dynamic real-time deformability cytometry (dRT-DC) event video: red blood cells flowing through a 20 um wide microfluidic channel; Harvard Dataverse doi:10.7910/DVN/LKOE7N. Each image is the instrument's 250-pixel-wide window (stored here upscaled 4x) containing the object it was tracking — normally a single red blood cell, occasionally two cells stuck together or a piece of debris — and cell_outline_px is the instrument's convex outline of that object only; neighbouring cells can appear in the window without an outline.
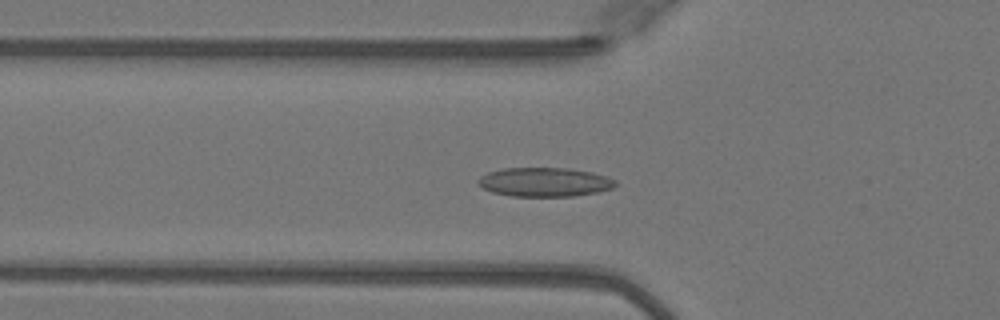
{"species": "Egyptian fruit bat (a non-hibernating species)", "species_latin": "Rousettus aegyptiacus", "temperature_condition": "warm", "stored_images_in_passage": 49, "camera_frame_rate_fps": 3000, "um_per_image_px": 0.085, "animal": {"sex": "female"}, "frame": {"image": 1, "passage_image": 17, "time_ms": 5.333, "image_size_px": [1000, 320], "cell_outline_px": [[616, 184], [612, 188], [600, 192], [572, 196], [512, 196], [492, 192], [484, 188], [476, 180], [480, 176], [488, 172], [504, 168], [568, 168], [592, 172], [608, 176], [616, 180]], "centroid_in_image_um": [46.32, 15.47], "position_along_channel_um": 79.5, "area_um2": 23.29}}
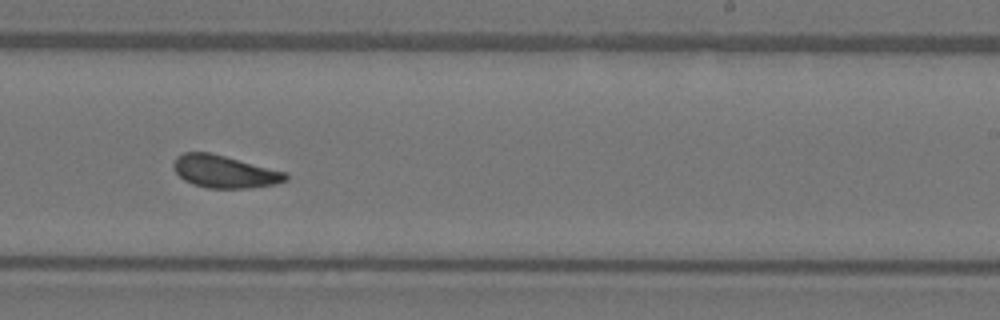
{"frame": {"image": 2, "passage_image": 31, "time_ms": 10.0, "image_size_px": [1000, 320], "cell_outline_px": [[288, 180], [276, 184], [248, 188], [208, 188], [192, 184], [184, 180], [172, 168], [172, 164], [176, 156], [184, 152], [208, 152], [288, 172]], "centroid_in_image_um": [19.08, 14.59], "position_along_channel_um": 269.9, "area_um2": 21.33}}
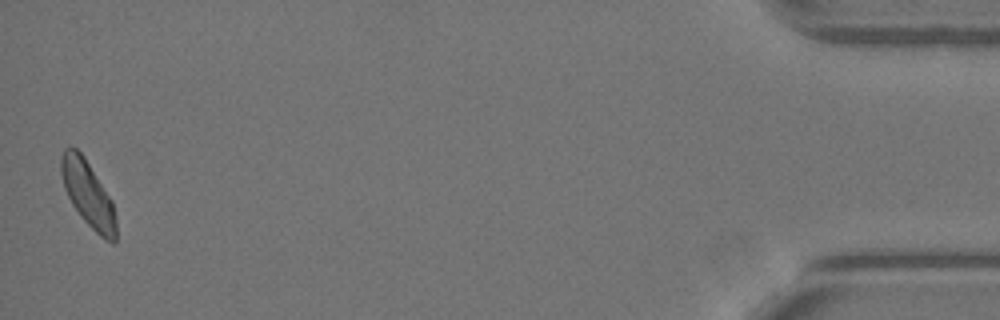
{"frame": {"image": 3, "passage_image": 49, "time_ms": 16.0, "image_size_px": [1000, 320], "cell_outline_px": [[116, 244], [112, 244], [104, 240], [80, 216], [72, 204], [64, 188], [60, 172], [60, 156], [64, 148], [76, 148], [84, 156], [112, 200], [116, 216]], "centroid_in_image_um": [7.49, 16.51], "position_along_channel_um": 427.7, "area_um2": 21.21}, "authors_computed_cell_mechanics": {"area_um2": 21.5594, "velocity_mm_per_s": 4.069, "shape_relaxation_time_tau1_ms": 4.368, "shape_relaxation_time_tau2_ms": 1.2694, "deformation_change_tau1": 0.1125, "deformation_change_tau2": 0.0843}}